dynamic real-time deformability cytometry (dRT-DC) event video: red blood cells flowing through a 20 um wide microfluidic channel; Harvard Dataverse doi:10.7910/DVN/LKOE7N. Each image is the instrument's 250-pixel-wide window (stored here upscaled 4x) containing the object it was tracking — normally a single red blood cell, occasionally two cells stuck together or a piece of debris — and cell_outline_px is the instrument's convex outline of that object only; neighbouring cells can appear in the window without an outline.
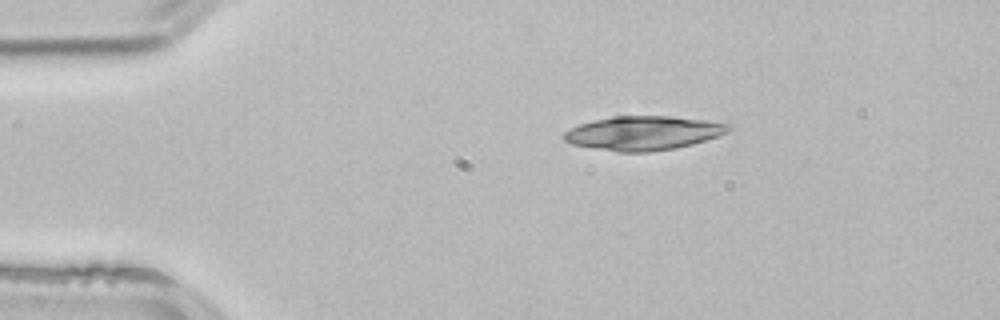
{"species": "common noctule bat (a hibernating species)", "species_latin": "Nyctalus noctula", "temperature_condition": "room temperature", "stored_images_in_passage": 2, "camera_frame_rate_fps": 3000, "um_per_image_px": 0.085, "animal": {"sex": "male", "body_mass_g": 21.5, "forearm_length_mm": 52.0}, "frame": {"image": 1, "passage_image": 1, "time_ms": 0.0, "image_size_px": [1000, 320], "cell_outline_px": [[732, 128], [728, 132], [720, 136], [692, 144], [676, 148], [648, 152], [616, 152], [572, 144], [564, 140], [560, 136], [564, 132], [580, 124], [612, 116], [668, 116], [704, 120], [732, 124]], "centroid_in_image_um": [54.7, 11.31], "position_along_channel_um": 30.3, "area_um2": 32.71}}